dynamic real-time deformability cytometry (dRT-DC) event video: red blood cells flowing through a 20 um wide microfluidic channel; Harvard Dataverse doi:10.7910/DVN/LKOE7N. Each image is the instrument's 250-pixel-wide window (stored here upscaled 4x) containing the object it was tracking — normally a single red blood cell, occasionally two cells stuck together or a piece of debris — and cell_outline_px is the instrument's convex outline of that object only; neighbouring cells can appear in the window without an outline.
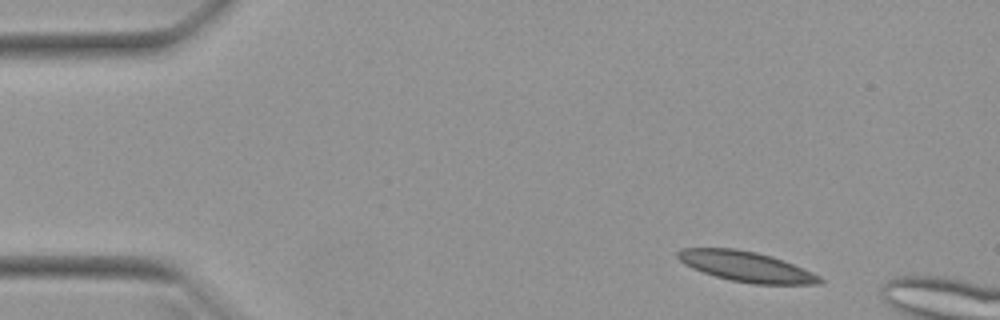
{"species": "Egyptian fruit bat (a non-hibernating species)", "species_latin": "Rousettus aegyptiacus", "temperature_condition": "warm", "stored_images_in_passage": 10, "camera_frame_rate_fps": 3000, "um_per_image_px": 0.085, "animal": {"sex": "female"}, "frame": {"image": 1, "passage_image": 1, "time_ms": 0.0, "image_size_px": [1000, 320], "cell_outline_px": [[824, 280], [820, 284], [752, 284], [732, 280], [716, 276], [692, 268], [684, 264], [676, 256], [676, 252], [680, 248], [736, 248], [756, 252], [772, 256], [812, 272], [820, 276]], "centroid_in_image_um": [63.41, 22.65], "position_along_channel_um": 21.6, "area_um2": 24.91}}